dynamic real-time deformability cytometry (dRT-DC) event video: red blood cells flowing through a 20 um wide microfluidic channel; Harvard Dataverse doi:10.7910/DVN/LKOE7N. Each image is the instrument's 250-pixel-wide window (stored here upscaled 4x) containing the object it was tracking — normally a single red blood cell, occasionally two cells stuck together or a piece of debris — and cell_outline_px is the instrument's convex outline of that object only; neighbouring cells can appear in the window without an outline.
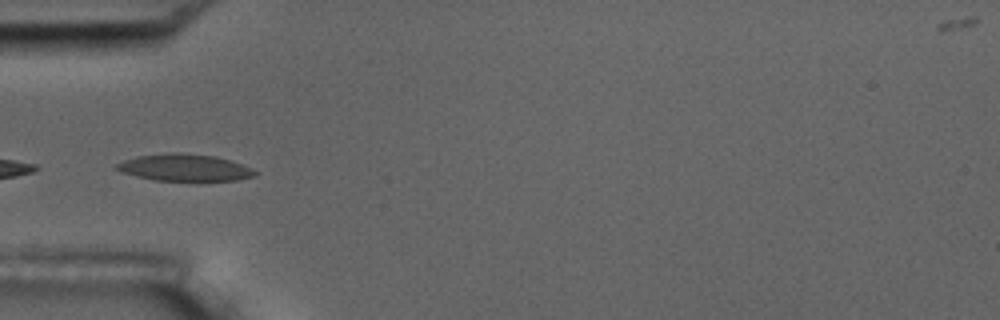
{"species": "common noctule bat (a hibernating species)", "species_latin": "Nyctalus noctula", "temperature_condition": "room temperature", "stored_images_in_passage": 4, "camera_frame_rate_fps": 3000, "um_per_image_px": 0.085, "animal": {"sex": "male", "body_mass_g": 17.5, "forearm_length_mm": 52.3}, "frame": {"image": 1, "passage_image": 3, "time_ms": 3.333, "image_size_px": [1000, 320], "cell_outline_px": [[256, 176], [236, 180], [196, 184], [152, 180], [120, 172], [112, 168], [112, 164], [136, 156], [168, 152], [176, 152], [216, 156], [240, 164], [256, 172]], "centroid_in_image_um": [15.61, 14.3], "position_along_channel_um": 69.4, "area_um2": 22.89}}